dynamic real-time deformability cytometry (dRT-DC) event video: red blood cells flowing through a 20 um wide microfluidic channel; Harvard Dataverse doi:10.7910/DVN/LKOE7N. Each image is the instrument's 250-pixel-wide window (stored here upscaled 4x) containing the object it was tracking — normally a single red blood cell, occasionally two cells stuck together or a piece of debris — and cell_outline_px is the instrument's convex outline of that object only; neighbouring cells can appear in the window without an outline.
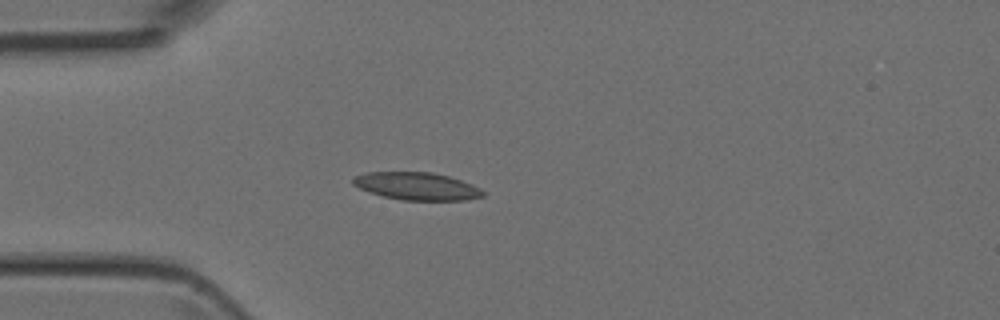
{"species": "Egyptian fruit bat (a non-hibernating species)", "species_latin": "Rousettus aegyptiacus", "temperature_condition": "room temperature", "stored_images_in_passage": 36, "camera_frame_rate_fps": 3000, "um_per_image_px": 0.085, "animal": {"sex": "female"}, "frame": {"image": 1, "passage_image": 1, "time_ms": 0.0, "image_size_px": [1000, 320], "cell_outline_px": [[484, 196], [464, 200], [400, 200], [384, 196], [360, 188], [352, 184], [352, 176], [368, 172], [432, 172], [448, 176], [472, 184], [480, 188], [484, 192]], "centroid_in_image_um": [35.42, 15.82], "position_along_channel_um": 49.6, "area_um2": 20.81}}
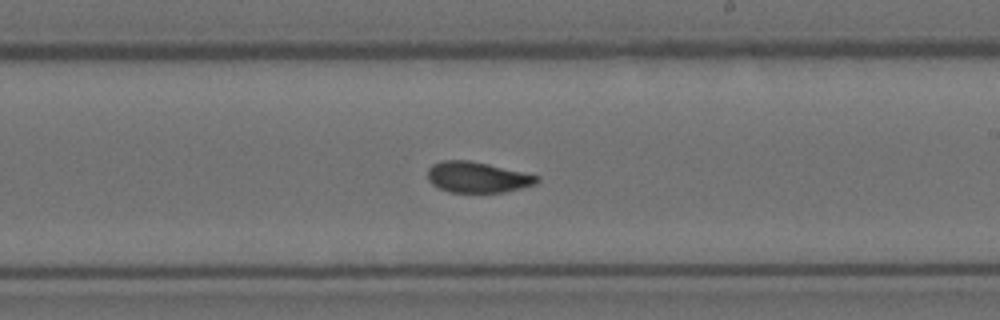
{"frame": {"image": 2, "passage_image": 16, "time_ms": 5.0, "image_size_px": [1000, 320], "cell_outline_px": [[540, 180], [536, 184], [504, 192], [452, 192], [440, 188], [432, 184], [428, 180], [428, 168], [432, 164], [440, 160], [468, 160], [488, 164], [540, 176]], "centroid_in_image_um": [40.57, 15.05], "position_along_channel_um": 248.4, "area_um2": 19.54}}
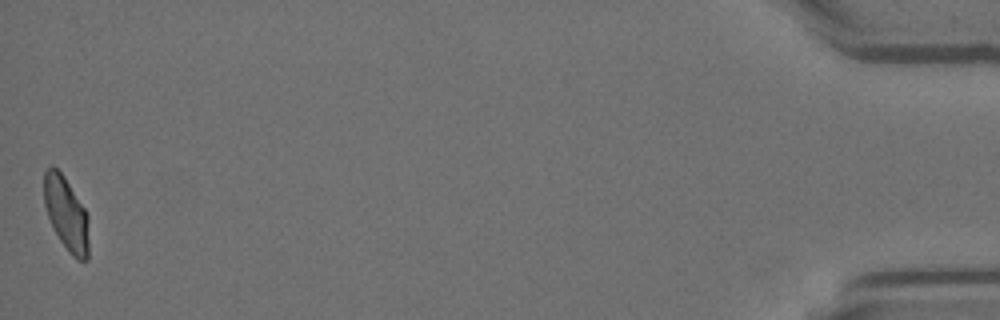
{"frame": {"image": 3, "passage_image": 36, "time_ms": 11.667, "image_size_px": [1000, 320], "cell_outline_px": [[88, 260], [76, 260], [72, 256], [60, 240], [48, 216], [44, 204], [44, 172], [52, 164], [64, 176], [84, 208], [88, 216]], "centroid_in_image_um": [5.63, 18.17], "position_along_channel_um": 429.6, "area_um2": 19.02}}